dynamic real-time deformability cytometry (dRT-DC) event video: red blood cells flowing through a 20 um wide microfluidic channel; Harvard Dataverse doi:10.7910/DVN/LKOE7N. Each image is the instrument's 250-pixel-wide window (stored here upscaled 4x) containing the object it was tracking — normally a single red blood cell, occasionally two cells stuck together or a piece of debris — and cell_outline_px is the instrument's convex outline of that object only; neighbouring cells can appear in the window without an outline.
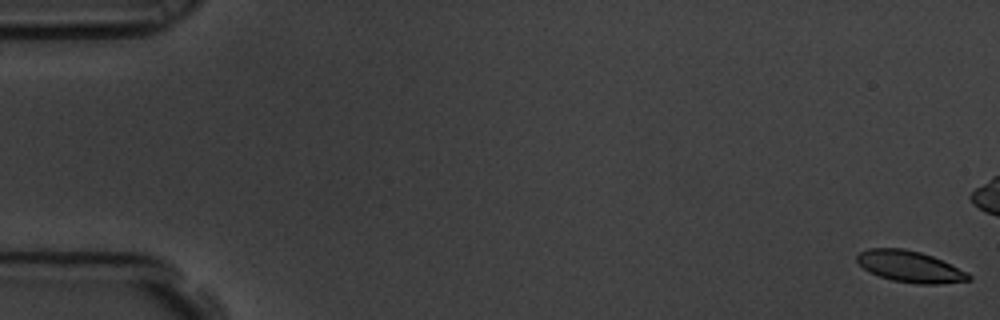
{"species": "common noctule bat (a hibernating species)", "species_latin": "Nyctalus noctula", "temperature_condition": "room temperature", "stored_images_in_passage": 6, "camera_frame_rate_fps": 3000, "um_per_image_px": 0.085, "animal": {"sex": "male", "body_mass_g": 19.5, "forearm_length_mm": 54.6}, "frame": {"image": 1, "passage_image": 1, "time_ms": 0.0, "image_size_px": [1000, 320], "cell_outline_px": [[972, 280], [940, 284], [916, 284], [892, 280], [880, 276], [864, 268], [856, 260], [856, 256], [860, 252], [868, 248], [904, 248], [920, 252], [932, 256], [968, 272], [972, 276]], "centroid_in_image_um": [77.38, 22.66], "position_along_channel_um": 7.6, "area_um2": 20.35}}